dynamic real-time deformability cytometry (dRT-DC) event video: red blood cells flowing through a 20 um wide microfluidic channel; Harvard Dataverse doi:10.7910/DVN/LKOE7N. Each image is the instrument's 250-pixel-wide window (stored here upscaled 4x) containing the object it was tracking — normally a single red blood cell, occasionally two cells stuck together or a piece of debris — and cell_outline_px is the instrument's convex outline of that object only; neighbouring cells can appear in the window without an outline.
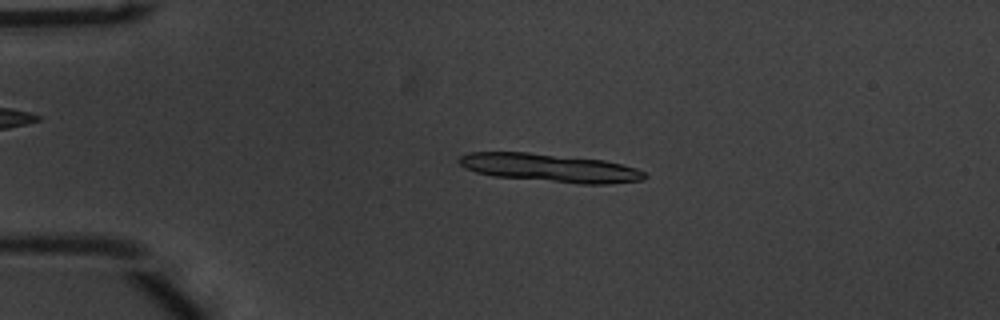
{"species": "common noctule bat (a hibernating species)", "species_latin": "Nyctalus noctula", "temperature_condition": "warm", "stored_images_in_passage": 25, "camera_frame_rate_fps": 3000, "um_per_image_px": 0.085, "animal": {"sex": "male", "body_mass_g": 20.1, "forearm_length_mm": 53.5}, "frame": {"image": 1, "passage_image": 11, "time_ms": 3.333, "image_size_px": [1000, 320], "cell_outline_px": [[648, 176], [644, 180], [608, 184], [580, 184], [496, 176], [476, 172], [464, 168], [456, 160], [460, 156], [468, 152], [528, 152], [604, 160], [636, 168], [644, 172]], "centroid_in_image_um": [46.74, 14.27], "position_along_channel_um": 38.3, "area_um2": 30.52}}